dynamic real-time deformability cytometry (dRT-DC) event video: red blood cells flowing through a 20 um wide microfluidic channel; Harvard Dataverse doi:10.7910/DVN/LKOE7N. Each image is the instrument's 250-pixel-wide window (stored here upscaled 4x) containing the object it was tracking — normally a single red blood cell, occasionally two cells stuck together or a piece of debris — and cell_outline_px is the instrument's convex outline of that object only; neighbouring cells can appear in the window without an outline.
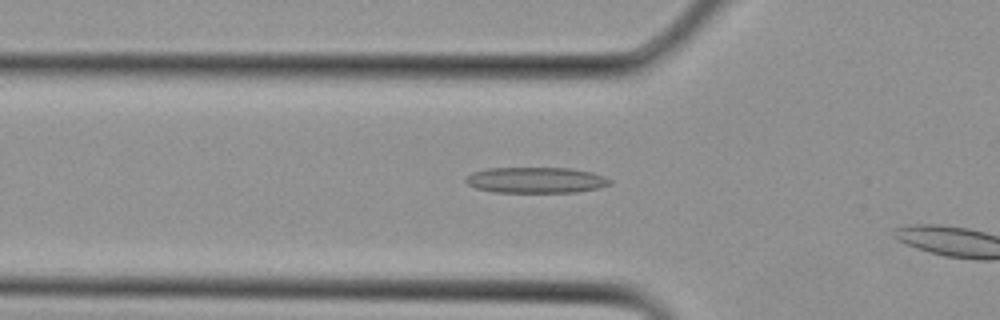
{"species": "Egyptian fruit bat (a non-hibernating species)", "species_latin": "Rousettus aegyptiacus", "temperature_condition": "cold", "stored_images_in_passage": 5, "camera_frame_rate_fps": 3000, "um_per_image_px": 0.085, "animal": {"sex": "female"}, "frame": {"image": 1, "passage_image": 4, "time_ms": 1.0, "image_size_px": [1000, 320], "cell_outline_px": [[612, 184], [596, 188], [576, 192], [496, 192], [476, 188], [468, 184], [464, 180], [464, 176], [472, 172], [488, 168], [572, 168], [592, 172], [604, 176], [612, 180]], "centroid_in_image_um": [45.54, 15.3], "position_along_channel_um": 80.3, "area_um2": 21.79}}